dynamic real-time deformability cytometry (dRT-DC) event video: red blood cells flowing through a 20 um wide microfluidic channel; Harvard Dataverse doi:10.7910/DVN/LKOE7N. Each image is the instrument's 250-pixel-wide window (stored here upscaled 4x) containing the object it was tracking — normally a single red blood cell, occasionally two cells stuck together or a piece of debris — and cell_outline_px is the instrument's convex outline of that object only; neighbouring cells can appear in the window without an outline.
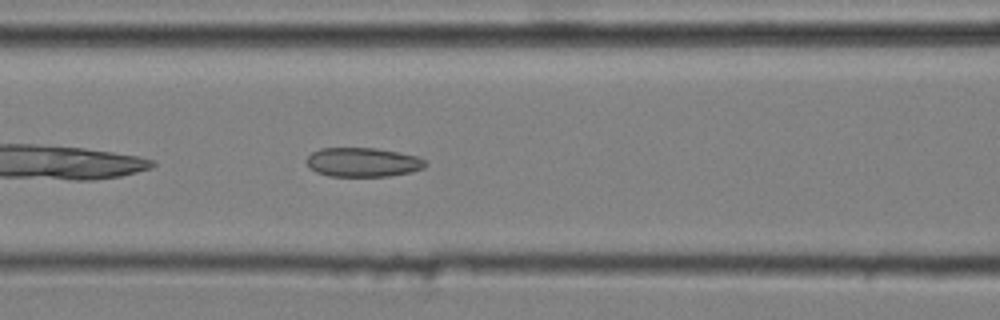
{"species": "common noctule bat (a hibernating species)", "species_latin": "Nyctalus noctula", "temperature_condition": "cold", "stored_images_in_passage": 38, "camera_frame_rate_fps": 3000, "um_per_image_px": 0.085, "animal": {"sex": "male", "body_mass_g": 20.4}, "frame": {"image": 1, "passage_image": 8, "time_ms": 2.333, "image_size_px": [1000, 320], "cell_outline_px": [[428, 164], [424, 168], [408, 172], [388, 176], [328, 176], [316, 172], [308, 168], [304, 160], [312, 152], [320, 148], [376, 148], [400, 152], [416, 156], [424, 160]], "centroid_in_image_um": [30.79, 13.78], "position_along_channel_um": 135.8, "area_um2": 20.35}}
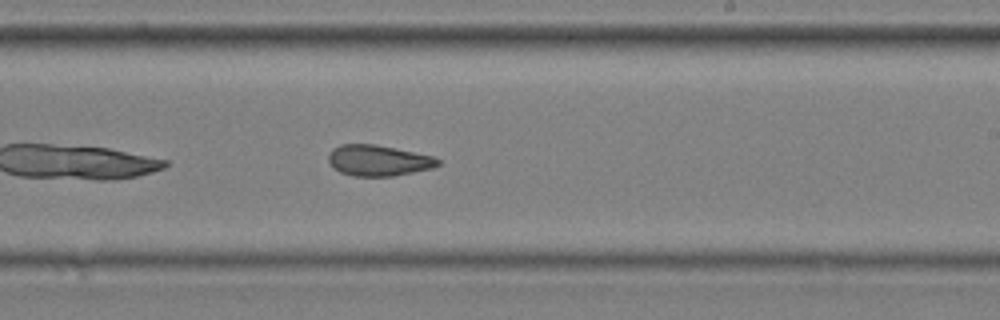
{"frame": {"image": 2, "passage_image": 18, "time_ms": 5.667, "image_size_px": [1000, 320], "cell_outline_px": [[440, 164], [432, 168], [392, 176], [352, 176], [340, 172], [328, 160], [328, 152], [332, 148], [340, 144], [376, 144], [432, 156], [440, 160]], "centroid_in_image_um": [32.13, 13.63], "position_along_channel_um": 256.9, "area_um2": 19.59}}
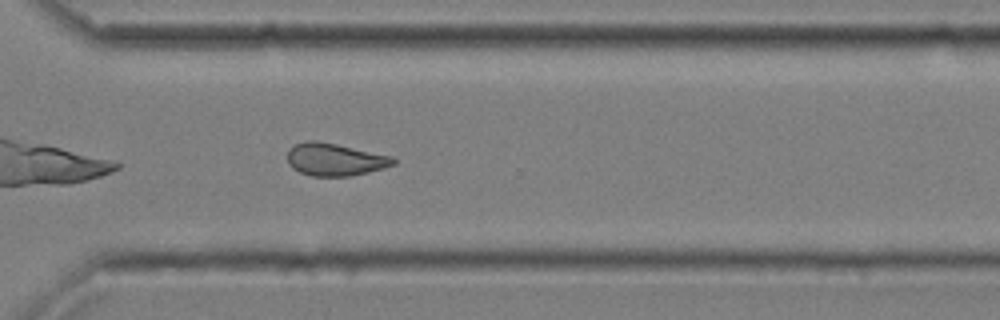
{"frame": {"image": 3, "passage_image": 25, "time_ms": 8.0, "image_size_px": [1000, 320], "cell_outline_px": [[396, 164], [384, 168], [368, 172], [348, 176], [312, 176], [300, 172], [292, 168], [288, 164], [288, 148], [304, 140], [316, 140], [336, 144], [392, 156], [396, 160]], "centroid_in_image_um": [28.45, 13.55], "position_along_channel_um": 342.1, "area_um2": 20.11}, "authors_computed_cell_mechanics": {"area_um2": 20.2011, "velocity_mm_per_s": 3.6385, "shape_relaxation_time_tau1_ms": null, "shape_relaxation_time_tau2_ms": 3.196, "deformation_change_tau1": null, "deformation_change_tau2": 0.1072}}